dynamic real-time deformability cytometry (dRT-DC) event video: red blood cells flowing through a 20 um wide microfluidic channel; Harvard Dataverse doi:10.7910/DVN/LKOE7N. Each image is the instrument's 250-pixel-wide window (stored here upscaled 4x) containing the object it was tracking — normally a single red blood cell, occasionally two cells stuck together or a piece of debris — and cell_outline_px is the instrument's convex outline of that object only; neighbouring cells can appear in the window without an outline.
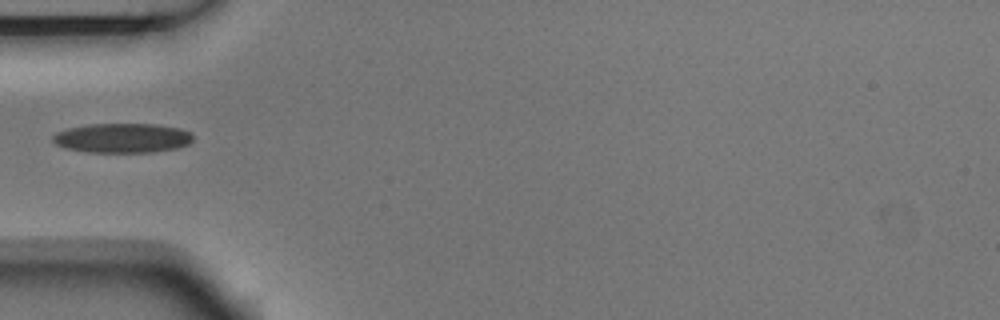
{"species": "Egyptian fruit bat (a non-hibernating species)", "species_latin": "Rousettus aegyptiacus", "temperature_condition": "room temperature", "stored_images_in_passage": 5, "camera_frame_rate_fps": 3000, "um_per_image_px": 0.085, "animal": {"sex": "male"}, "frame": {"image": 1, "passage_image": 1, "time_ms": 0.0, "image_size_px": [1000, 320], "cell_outline_px": [[192, 140], [188, 144], [176, 148], [152, 152], [88, 152], [64, 148], [56, 144], [52, 140], [52, 136], [56, 132], [68, 128], [88, 124], [152, 124], [180, 128], [192, 132]], "centroid_in_image_um": [10.38, 11.73], "position_along_channel_um": 74.6, "area_um2": 24.16}}
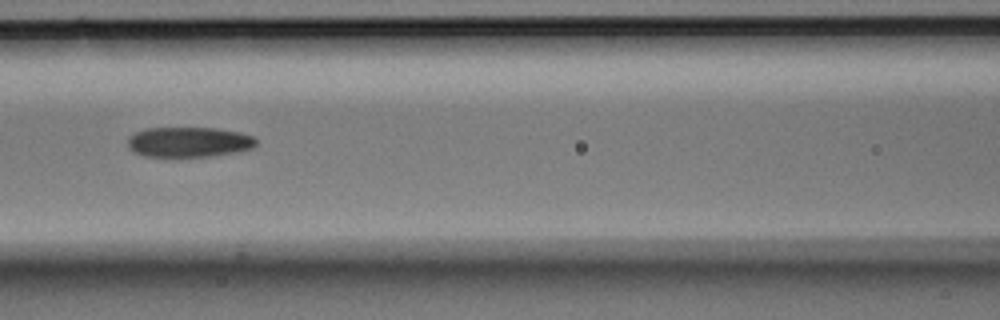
{"frame": {"image": 2, "passage_image": 3, "time_ms": 0.667, "image_size_px": [1000, 320], "cell_outline_px": [[256, 144], [252, 148], [236, 152], [212, 156], [144, 156], [132, 152], [128, 148], [128, 136], [144, 128], [216, 128], [240, 132], [252, 136], [256, 140]], "centroid_in_image_um": [16.02, 12.07], "position_along_channel_um": 150.6, "area_um2": 22.6}}
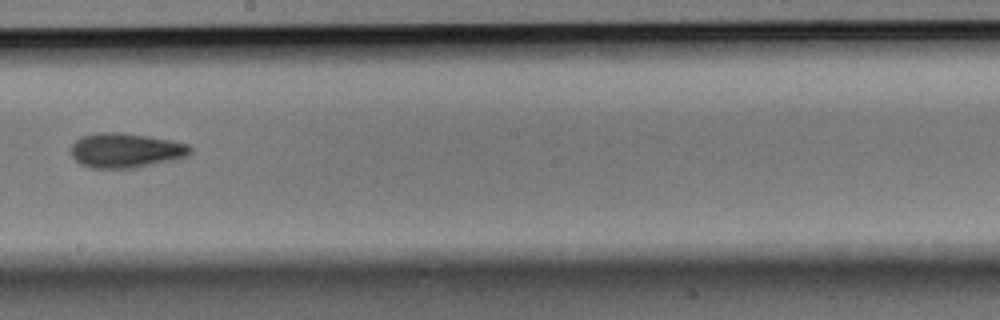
{"frame": {"image": 3, "passage_image": 5, "time_ms": 1.333, "image_size_px": [1000, 320], "cell_outline_px": [[192, 152], [188, 156], [172, 160], [132, 168], [88, 168], [80, 164], [72, 156], [72, 144], [76, 140], [84, 136], [96, 132], [120, 132], [148, 136], [172, 140], [188, 144], [192, 148]], "centroid_in_image_um": [10.7, 12.78], "position_along_channel_um": 237.5, "area_um2": 24.1}}